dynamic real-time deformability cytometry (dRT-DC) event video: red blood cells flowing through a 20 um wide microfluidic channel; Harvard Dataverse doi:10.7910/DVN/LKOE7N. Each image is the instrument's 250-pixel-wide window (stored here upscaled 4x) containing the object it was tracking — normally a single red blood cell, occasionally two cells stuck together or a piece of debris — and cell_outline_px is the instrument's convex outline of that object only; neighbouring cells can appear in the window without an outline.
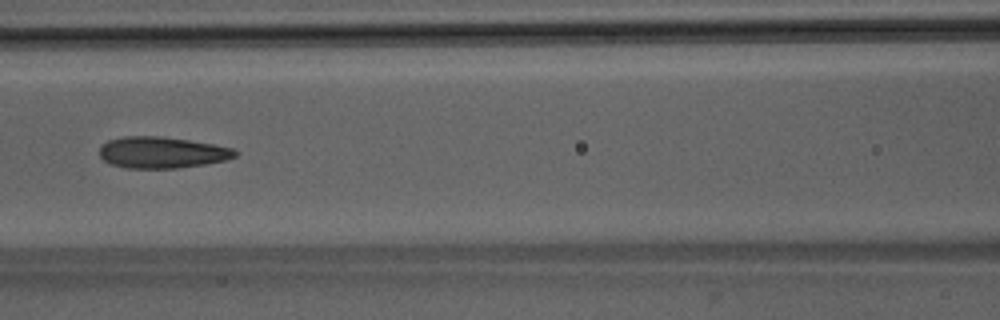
{"species": "Egyptian fruit bat (a non-hibernating species)", "species_latin": "Rousettus aegyptiacus", "temperature_condition": "room temperature", "stored_images_in_passage": 41, "camera_frame_rate_fps": 3000, "um_per_image_px": 0.085, "animal": {"sex": "male"}, "frame": {"image": 1, "passage_image": 13, "time_ms": 4.0, "image_size_px": [1000, 320], "cell_outline_px": [[236, 156], [224, 160], [204, 164], [176, 168], [128, 168], [108, 164], [100, 156], [100, 148], [108, 140], [124, 136], [160, 136], [188, 140], [212, 144], [232, 148], [236, 152]], "centroid_in_image_um": [13.72, 12.96], "position_along_channel_um": 152.9, "area_um2": 24.57}}
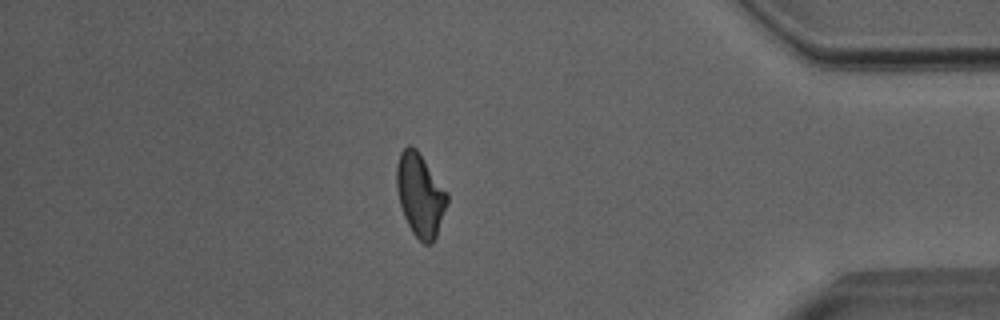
{"frame": {"image": 2, "passage_image": 34, "time_ms": 11.0, "image_size_px": [1000, 320], "cell_outline_px": [[448, 200], [436, 236], [432, 244], [424, 244], [412, 232], [404, 216], [400, 204], [396, 188], [396, 164], [400, 152], [408, 144], [412, 144], [416, 148], [448, 192]], "centroid_in_image_um": [35.7, 16.54], "position_along_channel_um": 399.5, "area_um2": 24.45}}
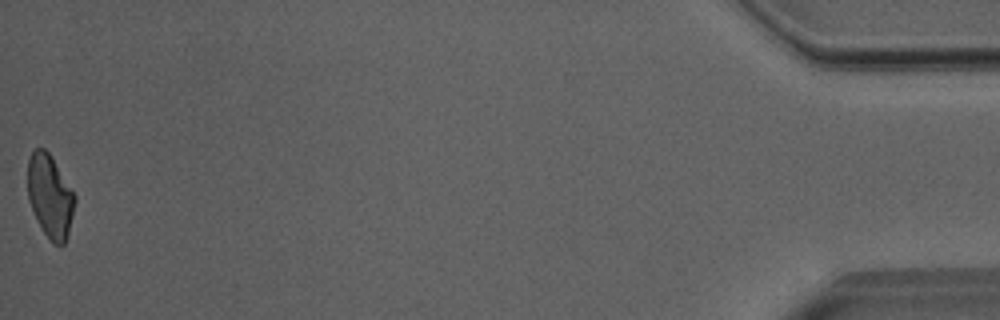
{"frame": {"image": 3, "passage_image": 41, "time_ms": 13.333, "image_size_px": [1000, 320], "cell_outline_px": [[76, 200], [68, 236], [64, 244], [60, 248], [52, 244], [44, 232], [28, 200], [28, 160], [32, 152], [36, 148], [44, 148], [48, 152], [76, 196]], "centroid_in_image_um": [4.27, 16.72], "position_along_channel_um": 430.9, "area_um2": 22.66}, "authors_computed_cell_mechanics": {"area_um2": 24.565, "velocity_mm_per_s": 4.0374, "shape_relaxation_time_tau1_ms": 10.908, "shape_relaxation_time_tau2_ms": 2.0392, "deformation_change_tau1": 0.2307, "deformation_change_tau2": 0.0969}}